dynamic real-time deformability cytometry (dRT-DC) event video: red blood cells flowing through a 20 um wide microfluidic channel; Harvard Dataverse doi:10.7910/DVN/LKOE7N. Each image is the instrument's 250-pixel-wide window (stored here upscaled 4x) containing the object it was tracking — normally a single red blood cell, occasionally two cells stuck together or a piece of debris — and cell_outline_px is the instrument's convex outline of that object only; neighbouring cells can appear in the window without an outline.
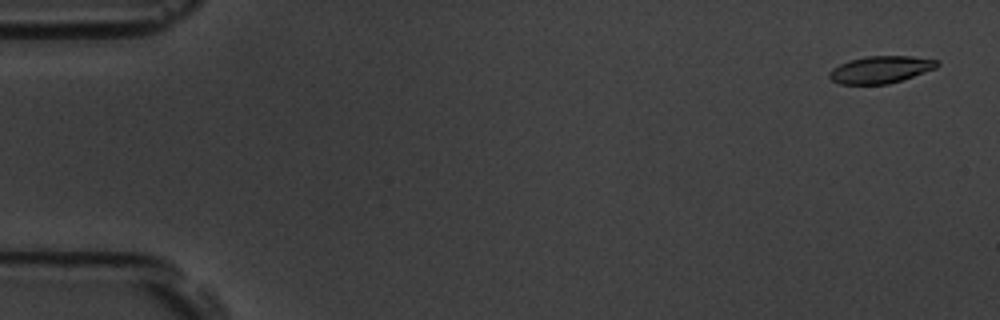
{"species": "common noctule bat (a hibernating species)", "species_latin": "Nyctalus noctula", "temperature_condition": "room temperature", "stored_images_in_passage": 57, "camera_frame_rate_fps": 3000, "um_per_image_px": 0.085, "animal": {"sex": "male", "body_mass_g": 19.5, "forearm_length_mm": 54.6}, "frame": {"image": 1, "passage_image": 3, "time_ms": 0.667, "image_size_px": [1000, 320], "cell_outline_px": [[940, 64], [936, 68], [888, 84], [840, 84], [832, 80], [828, 76], [828, 72], [832, 68], [848, 60], [868, 56], [912, 56], [940, 60]], "centroid_in_image_um": [74.84, 5.9], "position_along_channel_um": 10.2, "area_um2": 17.05}}
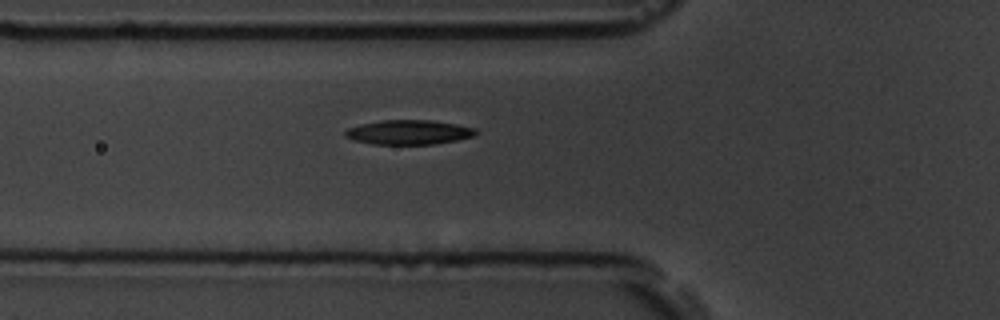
{"frame": {"image": 2, "passage_image": 21, "time_ms": 6.667, "image_size_px": [1000, 320], "cell_outline_px": [[476, 132], [472, 136], [456, 140], [436, 144], [372, 144], [356, 140], [344, 136], [344, 132], [348, 128], [360, 124], [380, 120], [432, 120], [456, 124], [476, 128]], "centroid_in_image_um": [34.72, 11.23], "position_along_channel_um": 91.1, "area_um2": 18.55}}
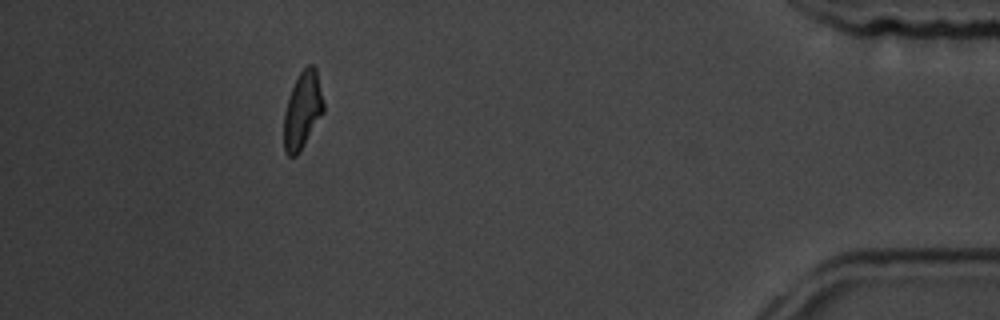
{"frame": {"image": 3, "passage_image": 52, "time_ms": 17.0, "image_size_px": [1000, 320], "cell_outline_px": [[324, 112], [300, 152], [296, 156], [288, 156], [284, 152], [284, 112], [292, 88], [300, 72], [308, 64], [312, 64], [316, 68], [324, 100]], "centroid_in_image_um": [25.73, 9.39], "position_along_channel_um": 409.5, "area_um2": 17.86}, "authors_computed_cell_mechanics": {"area_um2": 18.3226, "velocity_mm_per_s": 3.6252, "shape_relaxation_time_tau1_ms": 3.856, "shape_relaxation_time_tau2_ms": 4.1023, "deformation_change_tau1": 0.1512, "deformation_change_tau2": 0.1106}}